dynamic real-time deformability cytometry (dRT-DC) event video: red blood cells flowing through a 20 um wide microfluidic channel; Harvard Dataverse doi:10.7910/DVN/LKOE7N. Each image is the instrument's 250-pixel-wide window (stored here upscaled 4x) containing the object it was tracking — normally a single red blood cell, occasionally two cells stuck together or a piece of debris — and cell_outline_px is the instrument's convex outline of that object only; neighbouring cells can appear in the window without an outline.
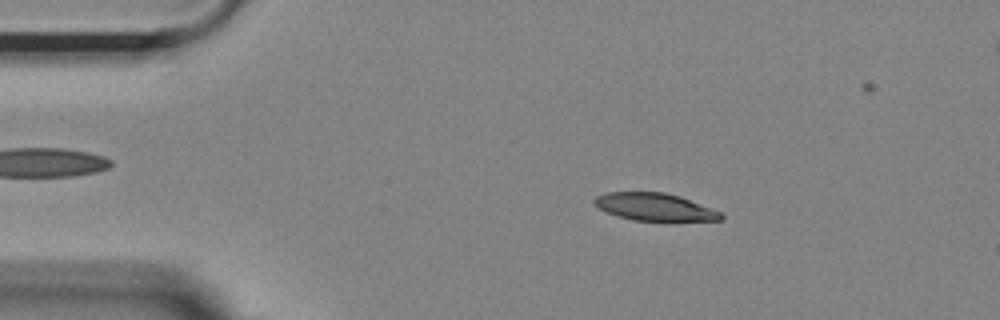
{"species": "Egyptian fruit bat (a non-hibernating species)", "species_latin": "Rousettus aegyptiacus", "temperature_condition": "room temperature", "stored_images_in_passage": 48, "camera_frame_rate_fps": 3000, "um_per_image_px": 0.085, "animal": {"sex": "female"}, "frame": {"image": 1, "passage_image": 9, "time_ms": 2.667, "image_size_px": [1000, 320], "cell_outline_px": [[724, 220], [632, 220], [616, 216], [592, 204], [592, 200], [596, 196], [608, 192], [664, 192], [680, 196], [720, 212], [724, 216]], "centroid_in_image_um": [55.6, 17.58], "position_along_channel_um": 29.4, "area_um2": 20.06}}
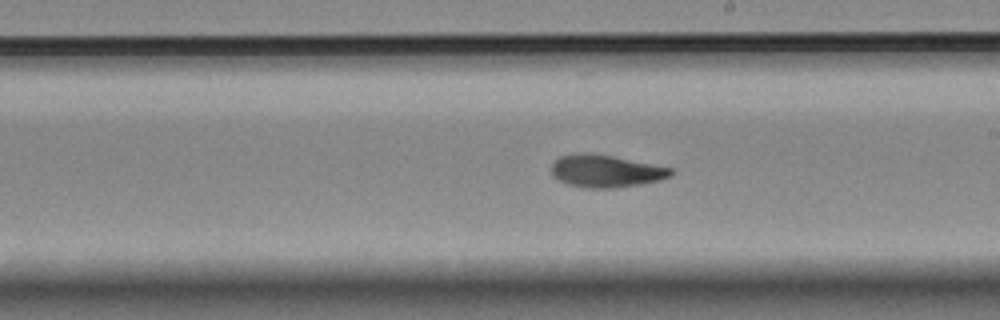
{"frame": {"image": 2, "passage_image": 30, "time_ms": 9.667, "image_size_px": [1000, 320], "cell_outline_px": [[672, 176], [660, 180], [640, 184], [616, 188], [584, 188], [568, 184], [552, 176], [552, 164], [560, 156], [576, 152], [592, 152], [672, 168]], "centroid_in_image_um": [51.47, 14.53], "position_along_channel_um": 237.5, "area_um2": 22.66}}
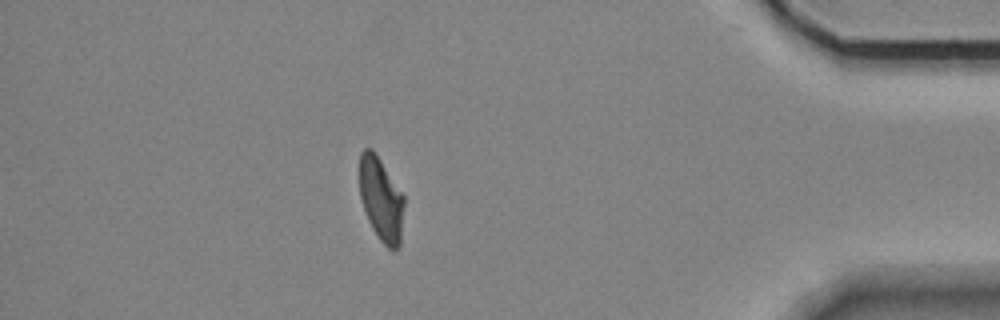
{"frame": {"image": 3, "passage_image": 47, "time_ms": 15.333, "image_size_px": [1000, 320], "cell_outline_px": [[404, 204], [400, 244], [392, 252], [380, 240], [372, 228], [368, 220], [360, 196], [360, 152], [364, 148], [372, 148], [376, 152], [404, 196]], "centroid_in_image_um": [32.39, 16.92], "position_along_channel_um": 402.8, "area_um2": 21.73}}